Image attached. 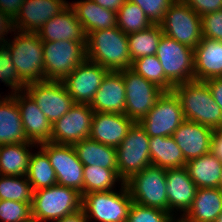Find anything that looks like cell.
Instances as JSON below:
<instances>
[{
    "label": "cell",
    "mask_w": 222,
    "mask_h": 222,
    "mask_svg": "<svg viewBox=\"0 0 222 222\" xmlns=\"http://www.w3.org/2000/svg\"><path fill=\"white\" fill-rule=\"evenodd\" d=\"M86 59L100 64L108 71L120 72L130 69L132 60L129 54L127 34L117 26L88 33Z\"/></svg>",
    "instance_id": "1"
},
{
    "label": "cell",
    "mask_w": 222,
    "mask_h": 222,
    "mask_svg": "<svg viewBox=\"0 0 222 222\" xmlns=\"http://www.w3.org/2000/svg\"><path fill=\"white\" fill-rule=\"evenodd\" d=\"M185 120L211 128L222 126V109L215 102L205 81L192 80L173 87Z\"/></svg>",
    "instance_id": "2"
},
{
    "label": "cell",
    "mask_w": 222,
    "mask_h": 222,
    "mask_svg": "<svg viewBox=\"0 0 222 222\" xmlns=\"http://www.w3.org/2000/svg\"><path fill=\"white\" fill-rule=\"evenodd\" d=\"M5 45L10 50L12 63L19 79L25 84L44 81V54L42 40L37 33L20 32Z\"/></svg>",
    "instance_id": "3"
},
{
    "label": "cell",
    "mask_w": 222,
    "mask_h": 222,
    "mask_svg": "<svg viewBox=\"0 0 222 222\" xmlns=\"http://www.w3.org/2000/svg\"><path fill=\"white\" fill-rule=\"evenodd\" d=\"M82 196L74 188L54 185L34 191L31 204L33 222H51L81 209Z\"/></svg>",
    "instance_id": "4"
},
{
    "label": "cell",
    "mask_w": 222,
    "mask_h": 222,
    "mask_svg": "<svg viewBox=\"0 0 222 222\" xmlns=\"http://www.w3.org/2000/svg\"><path fill=\"white\" fill-rule=\"evenodd\" d=\"M133 200L125 183L120 192L101 191L82 195L81 209L87 219L99 222H126Z\"/></svg>",
    "instance_id": "5"
},
{
    "label": "cell",
    "mask_w": 222,
    "mask_h": 222,
    "mask_svg": "<svg viewBox=\"0 0 222 222\" xmlns=\"http://www.w3.org/2000/svg\"><path fill=\"white\" fill-rule=\"evenodd\" d=\"M149 139L145 130L135 122L116 148L118 174L124 183L152 164Z\"/></svg>",
    "instance_id": "6"
},
{
    "label": "cell",
    "mask_w": 222,
    "mask_h": 222,
    "mask_svg": "<svg viewBox=\"0 0 222 222\" xmlns=\"http://www.w3.org/2000/svg\"><path fill=\"white\" fill-rule=\"evenodd\" d=\"M44 80L62 81L86 59V42H44Z\"/></svg>",
    "instance_id": "7"
},
{
    "label": "cell",
    "mask_w": 222,
    "mask_h": 222,
    "mask_svg": "<svg viewBox=\"0 0 222 222\" xmlns=\"http://www.w3.org/2000/svg\"><path fill=\"white\" fill-rule=\"evenodd\" d=\"M134 203L168 212L166 169L149 165L125 182Z\"/></svg>",
    "instance_id": "8"
},
{
    "label": "cell",
    "mask_w": 222,
    "mask_h": 222,
    "mask_svg": "<svg viewBox=\"0 0 222 222\" xmlns=\"http://www.w3.org/2000/svg\"><path fill=\"white\" fill-rule=\"evenodd\" d=\"M166 80L174 87L194 80V49L162 35L156 51Z\"/></svg>",
    "instance_id": "9"
},
{
    "label": "cell",
    "mask_w": 222,
    "mask_h": 222,
    "mask_svg": "<svg viewBox=\"0 0 222 222\" xmlns=\"http://www.w3.org/2000/svg\"><path fill=\"white\" fill-rule=\"evenodd\" d=\"M160 26L164 35L192 49L203 38L201 17L183 0H175L170 5Z\"/></svg>",
    "instance_id": "10"
},
{
    "label": "cell",
    "mask_w": 222,
    "mask_h": 222,
    "mask_svg": "<svg viewBox=\"0 0 222 222\" xmlns=\"http://www.w3.org/2000/svg\"><path fill=\"white\" fill-rule=\"evenodd\" d=\"M180 100L174 91H164L154 107L138 123L149 137L172 136L184 121Z\"/></svg>",
    "instance_id": "11"
},
{
    "label": "cell",
    "mask_w": 222,
    "mask_h": 222,
    "mask_svg": "<svg viewBox=\"0 0 222 222\" xmlns=\"http://www.w3.org/2000/svg\"><path fill=\"white\" fill-rule=\"evenodd\" d=\"M120 72L123 75L126 92L124 114L134 122H139L154 107L157 98L164 91L131 68Z\"/></svg>",
    "instance_id": "12"
},
{
    "label": "cell",
    "mask_w": 222,
    "mask_h": 222,
    "mask_svg": "<svg viewBox=\"0 0 222 222\" xmlns=\"http://www.w3.org/2000/svg\"><path fill=\"white\" fill-rule=\"evenodd\" d=\"M39 146L49 157L50 163L55 170L57 184L74 188L82 196L84 165L77 157L73 145L45 142L39 144Z\"/></svg>",
    "instance_id": "13"
},
{
    "label": "cell",
    "mask_w": 222,
    "mask_h": 222,
    "mask_svg": "<svg viewBox=\"0 0 222 222\" xmlns=\"http://www.w3.org/2000/svg\"><path fill=\"white\" fill-rule=\"evenodd\" d=\"M24 90L33 98L51 124L75 104L62 81L44 80L29 83Z\"/></svg>",
    "instance_id": "14"
},
{
    "label": "cell",
    "mask_w": 222,
    "mask_h": 222,
    "mask_svg": "<svg viewBox=\"0 0 222 222\" xmlns=\"http://www.w3.org/2000/svg\"><path fill=\"white\" fill-rule=\"evenodd\" d=\"M94 110L89 104L75 103L70 110L52 124L51 142L74 145L90 136Z\"/></svg>",
    "instance_id": "15"
},
{
    "label": "cell",
    "mask_w": 222,
    "mask_h": 222,
    "mask_svg": "<svg viewBox=\"0 0 222 222\" xmlns=\"http://www.w3.org/2000/svg\"><path fill=\"white\" fill-rule=\"evenodd\" d=\"M108 72L100 64L85 59L62 83L74 103L90 104Z\"/></svg>",
    "instance_id": "16"
},
{
    "label": "cell",
    "mask_w": 222,
    "mask_h": 222,
    "mask_svg": "<svg viewBox=\"0 0 222 222\" xmlns=\"http://www.w3.org/2000/svg\"><path fill=\"white\" fill-rule=\"evenodd\" d=\"M68 6L66 0H24L13 20L14 30L36 33L43 24Z\"/></svg>",
    "instance_id": "17"
},
{
    "label": "cell",
    "mask_w": 222,
    "mask_h": 222,
    "mask_svg": "<svg viewBox=\"0 0 222 222\" xmlns=\"http://www.w3.org/2000/svg\"><path fill=\"white\" fill-rule=\"evenodd\" d=\"M16 98L26 138L37 144L51 142L52 124L25 91L11 93Z\"/></svg>",
    "instance_id": "18"
},
{
    "label": "cell",
    "mask_w": 222,
    "mask_h": 222,
    "mask_svg": "<svg viewBox=\"0 0 222 222\" xmlns=\"http://www.w3.org/2000/svg\"><path fill=\"white\" fill-rule=\"evenodd\" d=\"M213 133L209 127L184 120L172 137L187 162L211 151Z\"/></svg>",
    "instance_id": "19"
},
{
    "label": "cell",
    "mask_w": 222,
    "mask_h": 222,
    "mask_svg": "<svg viewBox=\"0 0 222 222\" xmlns=\"http://www.w3.org/2000/svg\"><path fill=\"white\" fill-rule=\"evenodd\" d=\"M134 123L125 114L94 112L89 138L117 148Z\"/></svg>",
    "instance_id": "20"
},
{
    "label": "cell",
    "mask_w": 222,
    "mask_h": 222,
    "mask_svg": "<svg viewBox=\"0 0 222 222\" xmlns=\"http://www.w3.org/2000/svg\"><path fill=\"white\" fill-rule=\"evenodd\" d=\"M166 187L168 212L174 215V210L183 211L184 216L191 208L197 192V186L189 177L184 167L166 169Z\"/></svg>",
    "instance_id": "21"
},
{
    "label": "cell",
    "mask_w": 222,
    "mask_h": 222,
    "mask_svg": "<svg viewBox=\"0 0 222 222\" xmlns=\"http://www.w3.org/2000/svg\"><path fill=\"white\" fill-rule=\"evenodd\" d=\"M126 92L121 72L109 71L89 104L94 112L125 113Z\"/></svg>",
    "instance_id": "22"
},
{
    "label": "cell",
    "mask_w": 222,
    "mask_h": 222,
    "mask_svg": "<svg viewBox=\"0 0 222 222\" xmlns=\"http://www.w3.org/2000/svg\"><path fill=\"white\" fill-rule=\"evenodd\" d=\"M36 33L44 42L65 40L86 42L87 36L70 6L43 24Z\"/></svg>",
    "instance_id": "23"
},
{
    "label": "cell",
    "mask_w": 222,
    "mask_h": 222,
    "mask_svg": "<svg viewBox=\"0 0 222 222\" xmlns=\"http://www.w3.org/2000/svg\"><path fill=\"white\" fill-rule=\"evenodd\" d=\"M222 77V41L202 38L194 49V80Z\"/></svg>",
    "instance_id": "24"
},
{
    "label": "cell",
    "mask_w": 222,
    "mask_h": 222,
    "mask_svg": "<svg viewBox=\"0 0 222 222\" xmlns=\"http://www.w3.org/2000/svg\"><path fill=\"white\" fill-rule=\"evenodd\" d=\"M76 18L82 24L85 34L117 26L116 12L103 8L92 0L69 3Z\"/></svg>",
    "instance_id": "25"
},
{
    "label": "cell",
    "mask_w": 222,
    "mask_h": 222,
    "mask_svg": "<svg viewBox=\"0 0 222 222\" xmlns=\"http://www.w3.org/2000/svg\"><path fill=\"white\" fill-rule=\"evenodd\" d=\"M1 97V96H0ZM29 142L26 138L16 98L6 95L0 100V146Z\"/></svg>",
    "instance_id": "26"
},
{
    "label": "cell",
    "mask_w": 222,
    "mask_h": 222,
    "mask_svg": "<svg viewBox=\"0 0 222 222\" xmlns=\"http://www.w3.org/2000/svg\"><path fill=\"white\" fill-rule=\"evenodd\" d=\"M222 212V192L218 188H198L191 208L183 219L187 222H214Z\"/></svg>",
    "instance_id": "27"
},
{
    "label": "cell",
    "mask_w": 222,
    "mask_h": 222,
    "mask_svg": "<svg viewBox=\"0 0 222 222\" xmlns=\"http://www.w3.org/2000/svg\"><path fill=\"white\" fill-rule=\"evenodd\" d=\"M185 168L197 188H217L222 170V162L210 151L186 162Z\"/></svg>",
    "instance_id": "28"
},
{
    "label": "cell",
    "mask_w": 222,
    "mask_h": 222,
    "mask_svg": "<svg viewBox=\"0 0 222 222\" xmlns=\"http://www.w3.org/2000/svg\"><path fill=\"white\" fill-rule=\"evenodd\" d=\"M77 157L84 166H96L107 169H118L116 148L94 141L83 139L73 145Z\"/></svg>",
    "instance_id": "29"
},
{
    "label": "cell",
    "mask_w": 222,
    "mask_h": 222,
    "mask_svg": "<svg viewBox=\"0 0 222 222\" xmlns=\"http://www.w3.org/2000/svg\"><path fill=\"white\" fill-rule=\"evenodd\" d=\"M33 142L0 146V174L5 176H26Z\"/></svg>",
    "instance_id": "30"
},
{
    "label": "cell",
    "mask_w": 222,
    "mask_h": 222,
    "mask_svg": "<svg viewBox=\"0 0 222 222\" xmlns=\"http://www.w3.org/2000/svg\"><path fill=\"white\" fill-rule=\"evenodd\" d=\"M152 165L161 168H179L186 165L181 149L172 136H154L149 139Z\"/></svg>",
    "instance_id": "31"
},
{
    "label": "cell",
    "mask_w": 222,
    "mask_h": 222,
    "mask_svg": "<svg viewBox=\"0 0 222 222\" xmlns=\"http://www.w3.org/2000/svg\"><path fill=\"white\" fill-rule=\"evenodd\" d=\"M26 177L33 191L57 185L55 170L49 157L41 148L37 153H31Z\"/></svg>",
    "instance_id": "32"
},
{
    "label": "cell",
    "mask_w": 222,
    "mask_h": 222,
    "mask_svg": "<svg viewBox=\"0 0 222 222\" xmlns=\"http://www.w3.org/2000/svg\"><path fill=\"white\" fill-rule=\"evenodd\" d=\"M163 35L160 24H153L146 30L127 35L132 62L143 56L155 55Z\"/></svg>",
    "instance_id": "33"
},
{
    "label": "cell",
    "mask_w": 222,
    "mask_h": 222,
    "mask_svg": "<svg viewBox=\"0 0 222 222\" xmlns=\"http://www.w3.org/2000/svg\"><path fill=\"white\" fill-rule=\"evenodd\" d=\"M117 181L124 183L118 174V169L84 166L83 195L90 192L111 191Z\"/></svg>",
    "instance_id": "34"
},
{
    "label": "cell",
    "mask_w": 222,
    "mask_h": 222,
    "mask_svg": "<svg viewBox=\"0 0 222 222\" xmlns=\"http://www.w3.org/2000/svg\"><path fill=\"white\" fill-rule=\"evenodd\" d=\"M116 15L117 27L127 35L146 30L153 25L144 11L136 3L129 0H126Z\"/></svg>",
    "instance_id": "35"
},
{
    "label": "cell",
    "mask_w": 222,
    "mask_h": 222,
    "mask_svg": "<svg viewBox=\"0 0 222 222\" xmlns=\"http://www.w3.org/2000/svg\"><path fill=\"white\" fill-rule=\"evenodd\" d=\"M33 188L26 176L0 174V200L33 202Z\"/></svg>",
    "instance_id": "36"
},
{
    "label": "cell",
    "mask_w": 222,
    "mask_h": 222,
    "mask_svg": "<svg viewBox=\"0 0 222 222\" xmlns=\"http://www.w3.org/2000/svg\"><path fill=\"white\" fill-rule=\"evenodd\" d=\"M131 69L163 91H173V86L166 80L163 68L156 55L143 56L134 60Z\"/></svg>",
    "instance_id": "37"
},
{
    "label": "cell",
    "mask_w": 222,
    "mask_h": 222,
    "mask_svg": "<svg viewBox=\"0 0 222 222\" xmlns=\"http://www.w3.org/2000/svg\"><path fill=\"white\" fill-rule=\"evenodd\" d=\"M1 222H33L31 203L0 200Z\"/></svg>",
    "instance_id": "38"
},
{
    "label": "cell",
    "mask_w": 222,
    "mask_h": 222,
    "mask_svg": "<svg viewBox=\"0 0 222 222\" xmlns=\"http://www.w3.org/2000/svg\"><path fill=\"white\" fill-rule=\"evenodd\" d=\"M174 219V216L165 210L133 202L126 222H173Z\"/></svg>",
    "instance_id": "39"
},
{
    "label": "cell",
    "mask_w": 222,
    "mask_h": 222,
    "mask_svg": "<svg viewBox=\"0 0 222 222\" xmlns=\"http://www.w3.org/2000/svg\"><path fill=\"white\" fill-rule=\"evenodd\" d=\"M0 80L18 92L25 89V84L19 79L16 68L12 63L10 50L4 45H0Z\"/></svg>",
    "instance_id": "40"
},
{
    "label": "cell",
    "mask_w": 222,
    "mask_h": 222,
    "mask_svg": "<svg viewBox=\"0 0 222 222\" xmlns=\"http://www.w3.org/2000/svg\"><path fill=\"white\" fill-rule=\"evenodd\" d=\"M136 3L153 24H160L164 14L175 0H129Z\"/></svg>",
    "instance_id": "41"
},
{
    "label": "cell",
    "mask_w": 222,
    "mask_h": 222,
    "mask_svg": "<svg viewBox=\"0 0 222 222\" xmlns=\"http://www.w3.org/2000/svg\"><path fill=\"white\" fill-rule=\"evenodd\" d=\"M203 38L222 41V10L201 17Z\"/></svg>",
    "instance_id": "42"
},
{
    "label": "cell",
    "mask_w": 222,
    "mask_h": 222,
    "mask_svg": "<svg viewBox=\"0 0 222 222\" xmlns=\"http://www.w3.org/2000/svg\"><path fill=\"white\" fill-rule=\"evenodd\" d=\"M200 17L222 10V0H183Z\"/></svg>",
    "instance_id": "43"
},
{
    "label": "cell",
    "mask_w": 222,
    "mask_h": 222,
    "mask_svg": "<svg viewBox=\"0 0 222 222\" xmlns=\"http://www.w3.org/2000/svg\"><path fill=\"white\" fill-rule=\"evenodd\" d=\"M217 105L222 109V77H213L205 80Z\"/></svg>",
    "instance_id": "44"
},
{
    "label": "cell",
    "mask_w": 222,
    "mask_h": 222,
    "mask_svg": "<svg viewBox=\"0 0 222 222\" xmlns=\"http://www.w3.org/2000/svg\"><path fill=\"white\" fill-rule=\"evenodd\" d=\"M23 2L24 0H0V10L14 20Z\"/></svg>",
    "instance_id": "45"
},
{
    "label": "cell",
    "mask_w": 222,
    "mask_h": 222,
    "mask_svg": "<svg viewBox=\"0 0 222 222\" xmlns=\"http://www.w3.org/2000/svg\"><path fill=\"white\" fill-rule=\"evenodd\" d=\"M8 31H14L13 20L0 10V45H4L7 39L4 37ZM3 42V43H2Z\"/></svg>",
    "instance_id": "46"
},
{
    "label": "cell",
    "mask_w": 222,
    "mask_h": 222,
    "mask_svg": "<svg viewBox=\"0 0 222 222\" xmlns=\"http://www.w3.org/2000/svg\"><path fill=\"white\" fill-rule=\"evenodd\" d=\"M211 152L222 162V126L214 130Z\"/></svg>",
    "instance_id": "47"
},
{
    "label": "cell",
    "mask_w": 222,
    "mask_h": 222,
    "mask_svg": "<svg viewBox=\"0 0 222 222\" xmlns=\"http://www.w3.org/2000/svg\"><path fill=\"white\" fill-rule=\"evenodd\" d=\"M96 4L111 10L113 12H118L121 6L126 2V0H92Z\"/></svg>",
    "instance_id": "48"
},
{
    "label": "cell",
    "mask_w": 222,
    "mask_h": 222,
    "mask_svg": "<svg viewBox=\"0 0 222 222\" xmlns=\"http://www.w3.org/2000/svg\"><path fill=\"white\" fill-rule=\"evenodd\" d=\"M90 220L87 219L84 211L80 209L79 211L70 214L68 216H64L61 219H58L54 222H88Z\"/></svg>",
    "instance_id": "49"
},
{
    "label": "cell",
    "mask_w": 222,
    "mask_h": 222,
    "mask_svg": "<svg viewBox=\"0 0 222 222\" xmlns=\"http://www.w3.org/2000/svg\"><path fill=\"white\" fill-rule=\"evenodd\" d=\"M221 192H222V170H221V177H220V181L217 187Z\"/></svg>",
    "instance_id": "50"
},
{
    "label": "cell",
    "mask_w": 222,
    "mask_h": 222,
    "mask_svg": "<svg viewBox=\"0 0 222 222\" xmlns=\"http://www.w3.org/2000/svg\"><path fill=\"white\" fill-rule=\"evenodd\" d=\"M214 222H222V212L217 216Z\"/></svg>",
    "instance_id": "51"
},
{
    "label": "cell",
    "mask_w": 222,
    "mask_h": 222,
    "mask_svg": "<svg viewBox=\"0 0 222 222\" xmlns=\"http://www.w3.org/2000/svg\"><path fill=\"white\" fill-rule=\"evenodd\" d=\"M176 220L174 219L173 222H175ZM176 222H182V217L181 218H178Z\"/></svg>",
    "instance_id": "52"
}]
</instances>
